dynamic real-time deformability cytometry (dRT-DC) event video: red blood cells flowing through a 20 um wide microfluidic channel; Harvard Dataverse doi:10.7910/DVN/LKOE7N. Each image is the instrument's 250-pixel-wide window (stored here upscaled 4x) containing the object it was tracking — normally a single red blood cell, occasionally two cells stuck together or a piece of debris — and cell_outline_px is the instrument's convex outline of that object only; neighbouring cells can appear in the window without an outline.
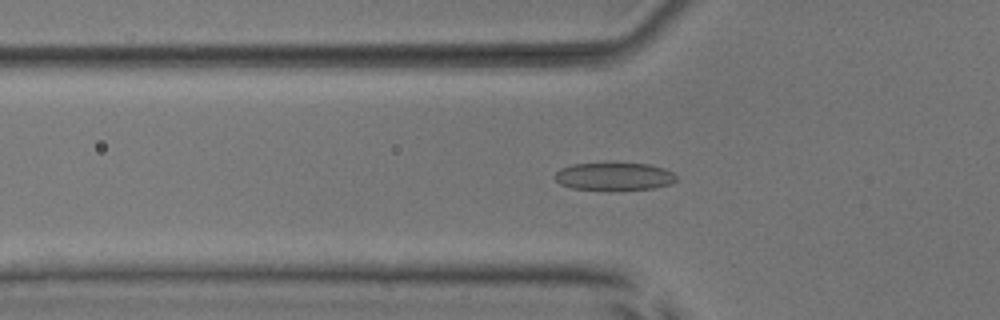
{"species": "common noctule bat (a hibernating species)", "species_latin": "Nyctalus noctula", "temperature_condition": "room temperature", "stored_images_in_passage": 51, "camera_frame_rate_fps": 3000, "um_per_image_px": 0.085, "animal": {"sex": "male", "body_mass_g": 17.9, "forearm_length_mm": 54.2}, "frame": {"image": 1, "passage_image": 17, "time_ms": 5.333, "image_size_px": [1000, 320], "cell_outline_px": [[676, 180], [672, 184], [652, 188], [572, 188], [560, 184], [552, 176], [560, 168], [572, 164], [648, 164], [664, 168], [672, 172], [676, 176]], "centroid_in_image_um": [52.19, 14.97], "position_along_channel_um": 73.6, "area_um2": 18.9}}
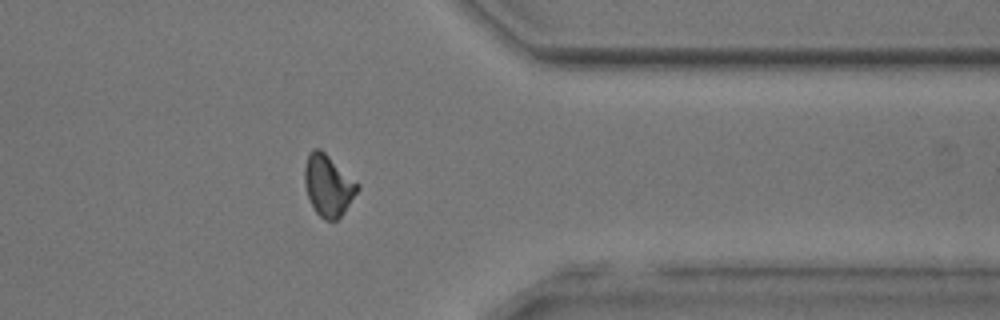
{"frame": {"image": 2, "passage_image": 41, "time_ms": 13.333, "image_size_px": [1000, 320], "cell_outline_px": [[360, 188], [344, 212], [336, 220], [324, 220], [316, 212], [308, 196], [304, 184], [304, 168], [308, 156], [312, 148], [320, 148], [360, 184]], "centroid_in_image_um": [27.9, 15.75], "position_along_channel_um": 383.5, "area_um2": 18.84}}
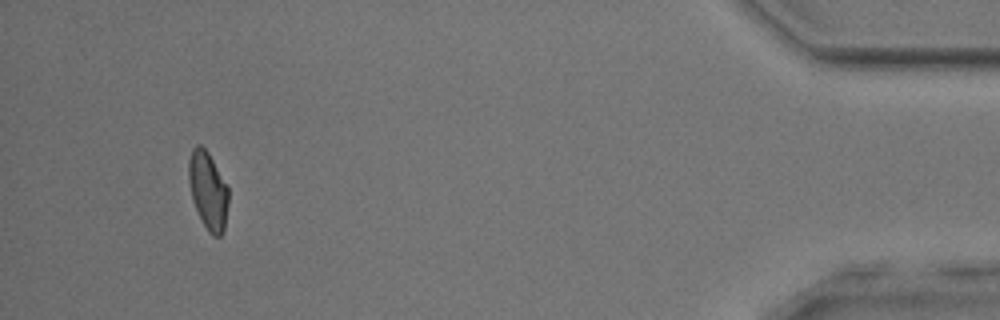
{"frame": {"image": 3, "passage_image": 48, "time_ms": 15.667, "image_size_px": [1000, 320], "cell_outline_px": [[228, 204], [224, 232], [220, 236], [212, 236], [208, 232], [200, 220], [192, 200], [188, 180], [188, 160], [192, 148], [196, 144], [200, 144], [208, 152], [228, 188]], "centroid_in_image_um": [17.66, 16.22], "position_along_channel_um": 417.5, "area_um2": 18.21}, "authors_computed_cell_mechanics": {"area_um2": 18.9006, "velocity_mm_per_s": 3.9999, "shape_relaxation_time_tau1_ms": 2.2034, "shape_relaxation_time_tau2_ms": 1.3528, "deformation_change_tau1": 0.1221, "deformation_change_tau2": 0.0794}}